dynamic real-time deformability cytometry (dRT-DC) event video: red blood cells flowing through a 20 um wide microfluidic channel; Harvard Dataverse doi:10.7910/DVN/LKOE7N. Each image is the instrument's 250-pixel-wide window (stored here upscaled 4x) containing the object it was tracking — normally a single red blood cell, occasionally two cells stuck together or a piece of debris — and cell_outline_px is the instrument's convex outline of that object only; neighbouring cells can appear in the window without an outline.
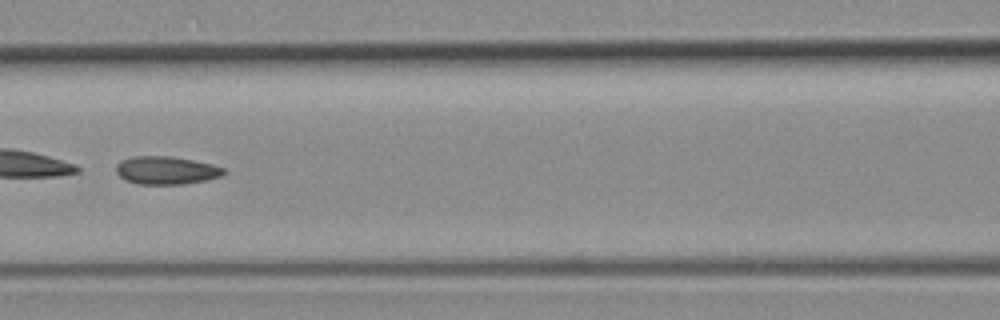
{"species": "common noctule bat (a hibernating species)", "species_latin": "Nyctalus noctula", "temperature_condition": "room temperature", "stored_images_in_passage": 54, "camera_frame_rate_fps": 3000, "um_per_image_px": 0.085, "animal": {"sex": "female", "body_mass_g": 19.3, "forearm_length_mm": 54.1}, "frame": {"image": 1, "passage_image": 24, "time_ms": 7.667, "image_size_px": [1000, 320], "cell_outline_px": [[224, 176], [184, 184], [140, 184], [124, 180], [116, 172], [116, 164], [120, 160], [132, 156], [172, 156], [212, 164], [224, 168]], "centroid_in_image_um": [14.1, 14.47], "position_along_channel_um": 152.5, "area_um2": 17.63}}